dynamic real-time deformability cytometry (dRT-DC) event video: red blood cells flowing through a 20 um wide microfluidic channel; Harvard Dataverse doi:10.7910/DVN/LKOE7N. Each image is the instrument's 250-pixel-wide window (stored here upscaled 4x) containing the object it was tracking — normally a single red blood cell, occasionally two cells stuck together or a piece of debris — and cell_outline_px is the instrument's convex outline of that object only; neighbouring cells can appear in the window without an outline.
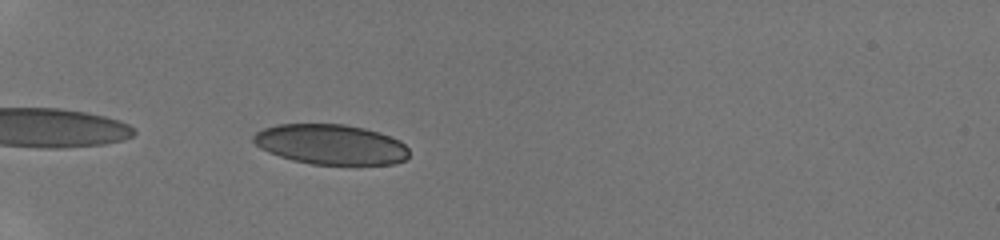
{"species": "human", "species_latin": "Homo sapiens", "temperature_condition": "room temperature", "stored_images_in_passage": 8, "camera_frame_rate_fps": 3000, "um_per_image_px": 0.085, "donor": {"sex": "male"}, "frame": {"image": 1, "passage_image": 3, "time_ms": 0.667, "image_size_px": [1000, 240], "cell_outline_px": [[408, 156], [404, 160], [392, 164], [312, 164], [292, 160], [268, 152], [260, 148], [252, 140], [252, 136], [256, 132], [264, 128], [276, 124], [344, 124], [364, 128], [380, 132], [400, 140], [408, 148]], "centroid_in_image_um": [28.1, 12.26], "position_along_channel_um": 56.9, "area_um2": 36.41}}
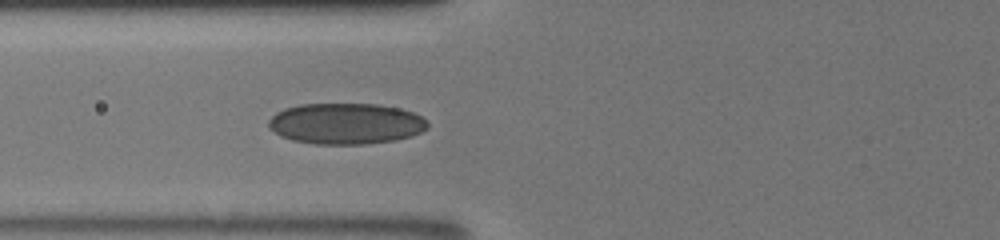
{"frame": {"image": 2, "passage_image": 8, "time_ms": 2.333, "image_size_px": [1000, 240], "cell_outline_px": [[428, 128], [412, 136], [396, 140], [364, 144], [316, 144], [292, 140], [280, 136], [268, 128], [268, 120], [276, 112], [284, 108], [300, 104], [376, 104], [400, 108], [412, 112], [428, 120]], "centroid_in_image_um": [29.39, 10.51], "position_along_channel_um": 96.4, "area_um2": 38.26}}